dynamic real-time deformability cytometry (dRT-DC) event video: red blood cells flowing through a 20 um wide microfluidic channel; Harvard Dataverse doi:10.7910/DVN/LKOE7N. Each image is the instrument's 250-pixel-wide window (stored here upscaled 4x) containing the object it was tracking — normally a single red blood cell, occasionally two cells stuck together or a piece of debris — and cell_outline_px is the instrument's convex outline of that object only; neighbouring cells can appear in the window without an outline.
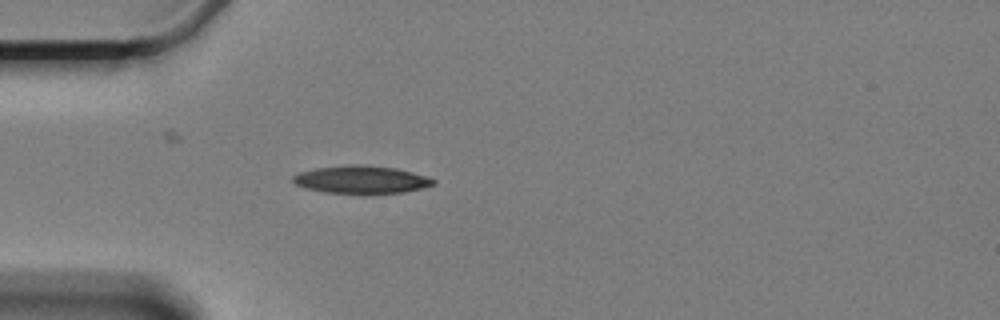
{"species": "Egyptian fruit bat (a non-hibernating species)", "species_latin": "Rousettus aegyptiacus", "temperature_condition": "cold", "stored_images_in_passage": 1, "camera_frame_rate_fps": 3000, "um_per_image_px": 0.085, "animal": {"sex": "female"}, "frame": {"image": 1, "passage_image": 1, "time_ms": 0.0, "image_size_px": [1000, 320], "cell_outline_px": [[436, 184], [424, 188], [404, 192], [328, 192], [308, 188], [296, 184], [292, 180], [292, 176], [300, 172], [316, 168], [344, 164], [368, 164], [396, 168], [412, 172], [436, 180]], "centroid_in_image_um": [30.74, 15.23], "position_along_channel_um": 54.3, "area_um2": 22.37}}